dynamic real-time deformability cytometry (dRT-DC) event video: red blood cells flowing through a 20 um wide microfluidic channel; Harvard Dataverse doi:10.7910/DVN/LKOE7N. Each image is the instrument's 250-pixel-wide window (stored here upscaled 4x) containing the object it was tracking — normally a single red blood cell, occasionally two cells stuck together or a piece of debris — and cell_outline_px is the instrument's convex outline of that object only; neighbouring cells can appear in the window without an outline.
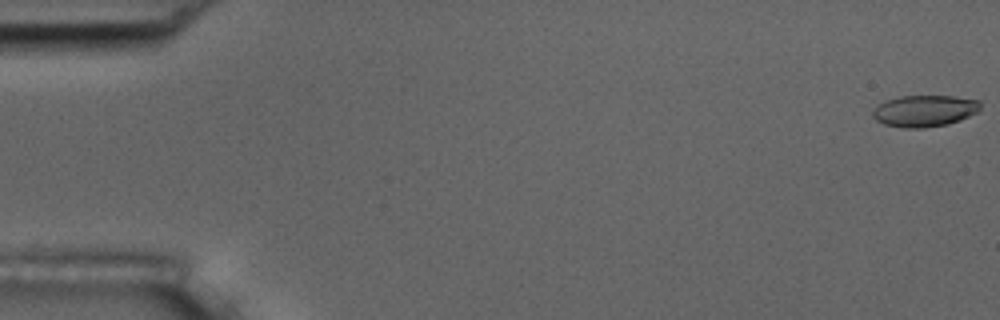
{"species": "common noctule bat (a hibernating species)", "species_latin": "Nyctalus noctula", "temperature_condition": "room temperature", "stored_images_in_passage": 56, "camera_frame_rate_fps": 3000, "um_per_image_px": 0.085, "animal": {"sex": "male", "body_mass_g": 17.5, "forearm_length_mm": 52.3}, "frame": {"image": 1, "passage_image": 1, "time_ms": 0.0, "image_size_px": [1000, 320], "cell_outline_px": [[980, 112], [960, 120], [948, 124], [924, 128], [904, 128], [884, 124], [876, 120], [872, 116], [872, 108], [888, 100], [900, 96], [952, 96], [980, 100]], "centroid_in_image_um": [78.6, 9.43], "position_along_channel_um": 6.4, "area_um2": 19.94}}
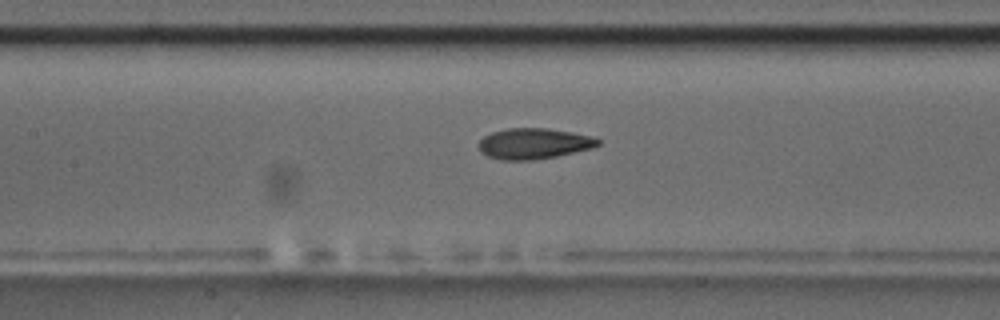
{"frame": {"image": 2, "passage_image": 26, "time_ms": 8.333, "image_size_px": [1000, 320], "cell_outline_px": [[600, 144], [592, 148], [556, 156], [532, 160], [500, 160], [488, 156], [480, 152], [480, 140], [484, 136], [492, 132], [508, 128], [544, 128], [572, 132], [596, 136], [600, 140]], "centroid_in_image_um": [45.4, 12.2], "position_along_channel_um": 162.0, "area_um2": 21.39}}
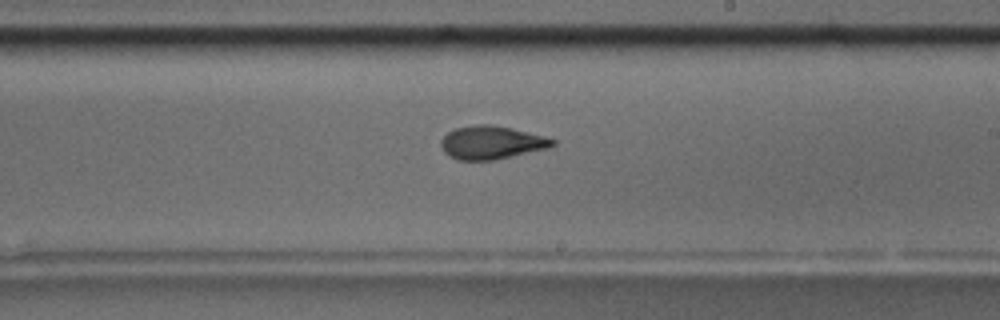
{"frame": {"image": 3, "passage_image": 33, "time_ms": 10.667, "image_size_px": [1000, 320], "cell_outline_px": [[556, 144], [548, 148], [496, 160], [456, 160], [448, 156], [444, 152], [440, 144], [440, 140], [448, 132], [456, 128], [476, 124], [492, 124], [512, 128], [544, 136], [556, 140]], "centroid_in_image_um": [41.76, 12.12], "position_along_channel_um": 247.2, "area_um2": 21.79}, "authors_computed_cell_mechanics": {"area_um2": 21.097, "velocity_mm_per_s": 3.6716, "shape_relaxation_time_tau1_ms": 5.9951, "shape_relaxation_time_tau2_ms": 2.2904, "deformation_change_tau1": 0.1743, "deformation_change_tau2": 0.0998}}